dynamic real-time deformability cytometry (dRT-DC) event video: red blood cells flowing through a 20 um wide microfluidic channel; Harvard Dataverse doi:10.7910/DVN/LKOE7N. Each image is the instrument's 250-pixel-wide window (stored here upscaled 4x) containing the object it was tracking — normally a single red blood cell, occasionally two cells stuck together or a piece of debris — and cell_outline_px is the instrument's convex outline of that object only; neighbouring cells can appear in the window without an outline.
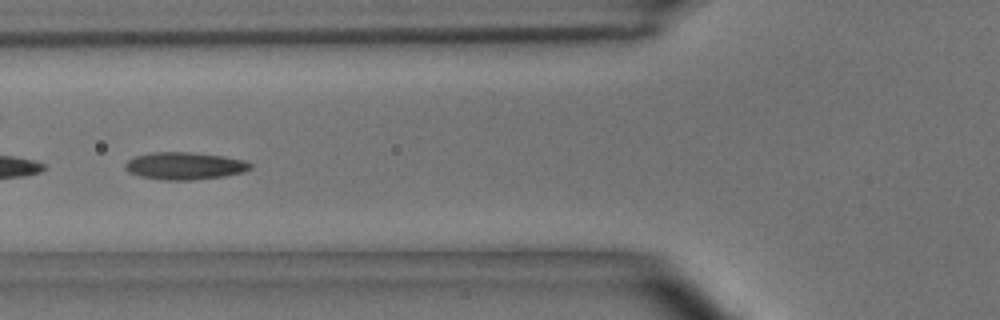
{"species": "common noctule bat (a hibernating species)", "species_latin": "Nyctalus noctula", "temperature_condition": "room temperature", "stored_images_in_passage": 23, "camera_frame_rate_fps": 3000, "um_per_image_px": 0.085, "animal": {"sex": "male", "body_mass_g": 15.6}, "frame": {"image": 1, "passage_image": 20, "time_ms": 6.333, "image_size_px": [1000, 320], "cell_outline_px": [[252, 168], [244, 172], [224, 176], [192, 180], [164, 180], [140, 176], [128, 172], [124, 168], [124, 164], [128, 160], [136, 156], [152, 152], [192, 152], [224, 156], [244, 160], [252, 164]], "centroid_in_image_um": [15.7, 14.1], "position_along_channel_um": 110.1, "area_um2": 20.06}}